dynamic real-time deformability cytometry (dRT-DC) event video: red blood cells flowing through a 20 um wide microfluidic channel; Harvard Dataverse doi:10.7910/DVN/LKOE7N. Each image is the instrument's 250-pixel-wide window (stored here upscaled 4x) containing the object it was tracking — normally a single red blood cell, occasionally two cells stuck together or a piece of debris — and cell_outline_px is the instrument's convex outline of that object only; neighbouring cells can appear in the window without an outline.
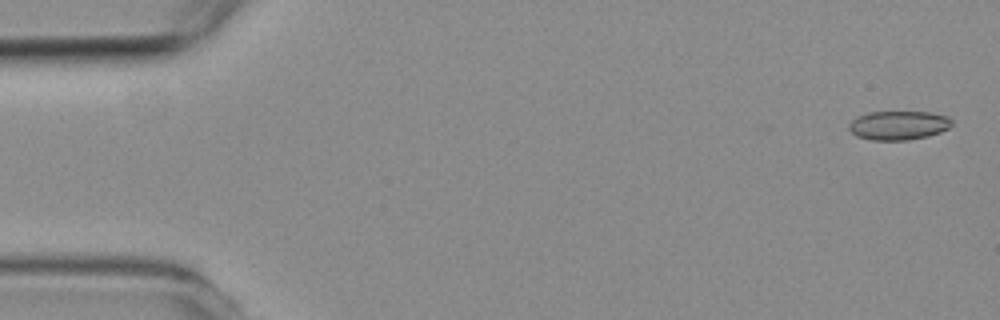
{"species": "common noctule bat (a hibernating species)", "species_latin": "Nyctalus noctula", "temperature_condition": "room temperature", "stored_images_in_passage": 5, "camera_frame_rate_fps": 3000, "um_per_image_px": 0.085, "animal": {"sex": "female", "body_mass_g": 19.3, "forearm_length_mm": 54.1}, "frame": {"image": 1, "passage_image": 1, "time_ms": 0.0, "image_size_px": [1000, 320], "cell_outline_px": [[952, 124], [948, 128], [940, 132], [928, 136], [908, 140], [872, 140], [856, 136], [848, 128], [848, 124], [856, 116], [868, 112], [932, 112], [948, 116], [952, 120]], "centroid_in_image_um": [76.37, 10.65], "position_along_channel_um": 8.6, "area_um2": 17.51}}
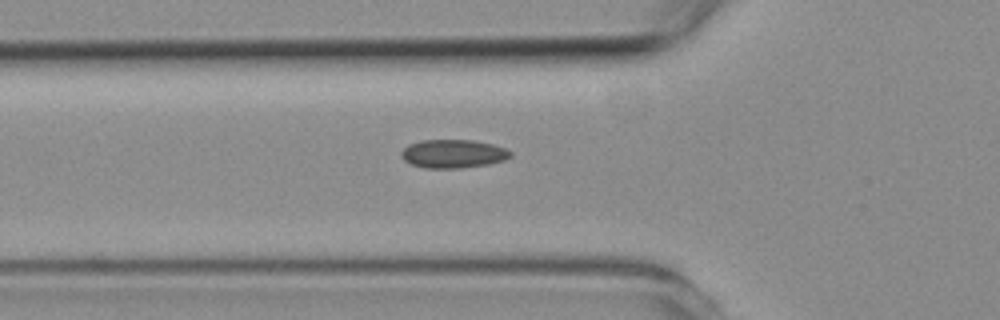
{"frame": {"image": 2, "passage_image": 5, "time_ms": 5.333, "image_size_px": [1000, 320], "cell_outline_px": [[512, 156], [504, 160], [488, 164], [460, 168], [424, 168], [412, 164], [404, 160], [400, 156], [400, 152], [408, 144], [420, 140], [472, 140], [492, 144], [504, 148], [512, 152]], "centroid_in_image_um": [38.49, 13.07], "position_along_channel_um": 87.3, "area_um2": 18.15}}